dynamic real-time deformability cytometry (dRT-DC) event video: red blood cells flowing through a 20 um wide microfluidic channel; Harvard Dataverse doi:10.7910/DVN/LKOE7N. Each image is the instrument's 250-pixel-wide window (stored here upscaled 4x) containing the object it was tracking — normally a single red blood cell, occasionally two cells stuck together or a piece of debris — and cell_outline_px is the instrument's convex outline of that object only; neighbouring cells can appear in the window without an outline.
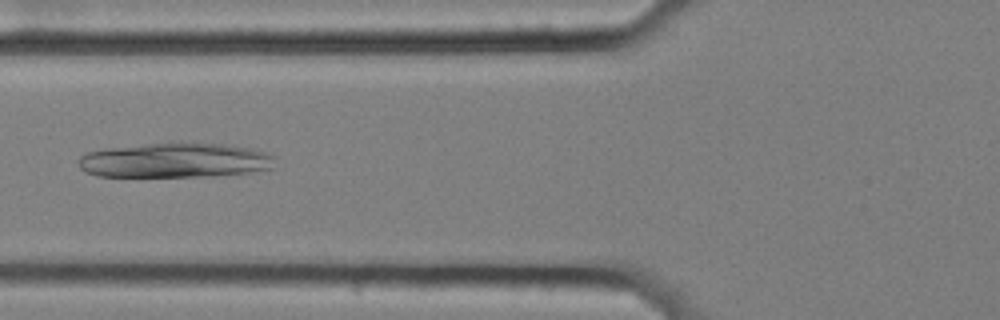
{"species": "common noctule bat (a hibernating species)", "species_latin": "Nyctalus noctula", "temperature_condition": "cold", "stored_images_in_passage": 47, "camera_frame_rate_fps": 3000, "um_per_image_px": 0.085, "animal": {"sex": "female", "body_mass_g": 25.1}, "frame": {"image": 1, "passage_image": 12, "time_ms": 3.667, "image_size_px": [1000, 320], "cell_outline_px": [[276, 156], [272, 168], [248, 172], [212, 176], [96, 176], [84, 172], [80, 168], [76, 160], [80, 156], [88, 152], [108, 148], [180, 140], [224, 144], [256, 148], [268, 152]], "centroid_in_image_um": [14.9, 13.59], "position_along_channel_um": 110.9, "area_um2": 40.81}}
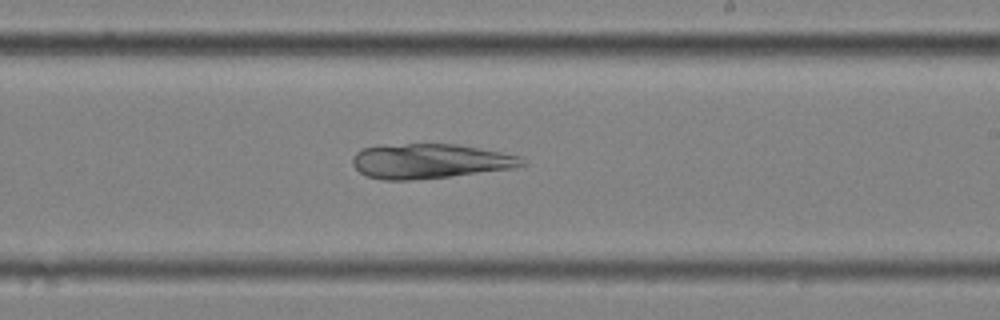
{"frame": {"image": 2, "passage_image": 24, "time_ms": 7.667, "image_size_px": [1000, 320], "cell_outline_px": [[528, 164], [516, 168], [448, 176], [412, 180], [384, 180], [368, 176], [360, 172], [352, 164], [352, 156], [360, 148], [380, 144], [456, 144], [500, 152], [520, 156]], "centroid_in_image_um": [36.51, 13.69], "position_along_channel_um": 252.5, "area_um2": 34.45}}
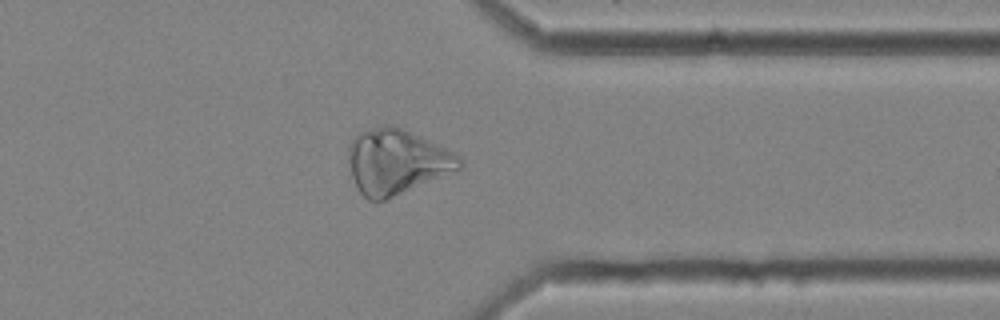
{"frame": {"image": 3, "passage_image": 35, "time_ms": 11.333, "image_size_px": [1000, 320], "cell_outline_px": [[464, 164], [460, 168], [388, 200], [368, 200], [360, 192], [352, 176], [348, 160], [348, 144], [360, 132], [368, 128], [388, 124], [392, 124], [444, 148], [460, 156]], "centroid_in_image_um": [33.67, 13.75], "position_along_channel_um": 377.7, "area_um2": 41.67}}